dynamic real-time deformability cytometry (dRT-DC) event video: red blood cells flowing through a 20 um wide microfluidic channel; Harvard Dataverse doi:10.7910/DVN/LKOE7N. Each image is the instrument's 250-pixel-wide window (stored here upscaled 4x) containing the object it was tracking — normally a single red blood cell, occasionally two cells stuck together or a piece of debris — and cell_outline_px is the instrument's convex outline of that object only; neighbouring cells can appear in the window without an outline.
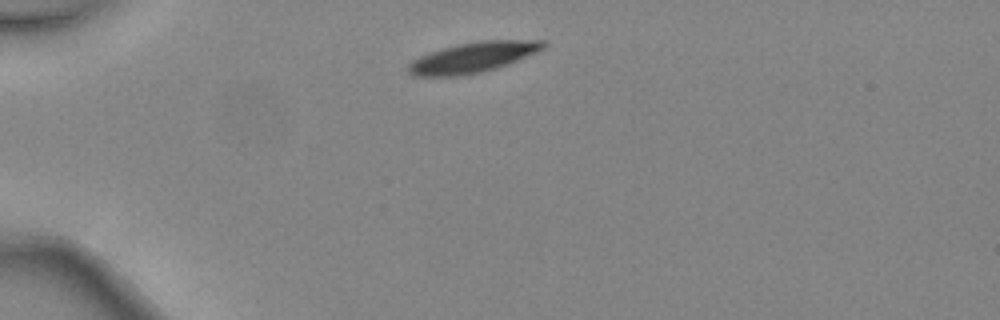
{"species": "common noctule bat (a hibernating species)", "species_latin": "Nyctalus noctula", "temperature_condition": "warm", "stored_images_in_passage": 4, "camera_frame_rate_fps": 3000, "um_per_image_px": 0.085, "animal": {"sex": "female", "body_mass_g": 24.6, "forearm_length_mm": 56.2}, "frame": {"image": 1, "passage_image": 1, "time_ms": 0.0, "image_size_px": [1000, 320], "cell_outline_px": [[548, 44], [544, 48], [536, 52], [508, 64], [496, 68], [480, 72], [460, 76], [412, 76], [408, 72], [408, 64], [412, 60], [420, 56], [440, 48], [456, 44], [480, 40], [544, 40]], "centroid_in_image_um": [40.18, 4.87], "position_along_channel_um": 44.8, "area_um2": 23.99}}
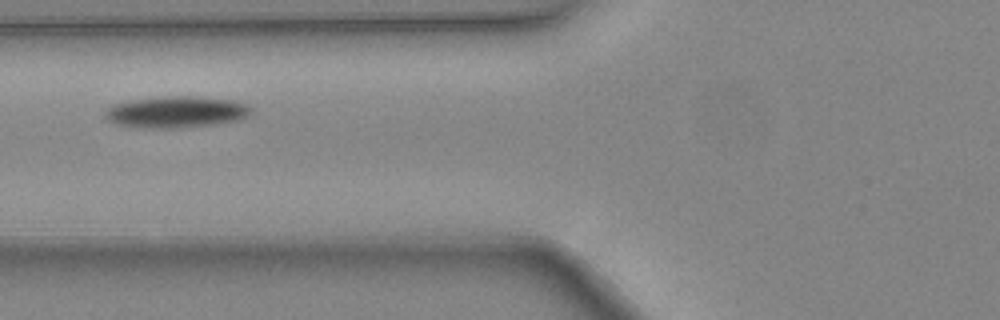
{"frame": {"image": 2, "passage_image": 3, "time_ms": 0.667, "image_size_px": [1000, 320], "cell_outline_px": [[252, 112], [248, 116], [240, 120], [212, 124], [180, 128], [140, 128], [116, 124], [108, 120], [104, 116], [104, 112], [108, 108], [116, 104], [128, 100], [164, 96], [192, 96], [232, 100], [244, 104], [252, 108]], "centroid_in_image_um": [14.96, 9.52], "position_along_channel_um": 110.8, "area_um2": 26.88}}
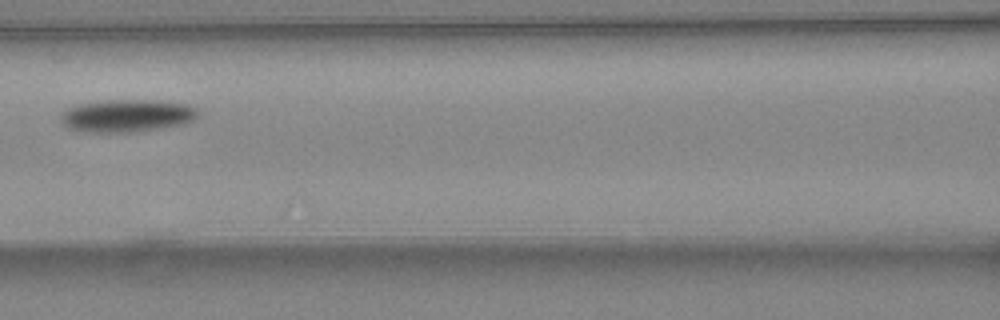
{"frame": {"image": 3, "passage_image": 4, "time_ms": 1.0, "image_size_px": [1000, 320], "cell_outline_px": [[200, 112], [192, 120], [184, 124], [136, 132], [80, 132], [64, 128], [60, 120], [60, 112], [76, 104], [104, 100], [160, 100], [188, 104], [196, 108]], "centroid_in_image_um": [10.72, 9.83], "position_along_channel_um": 155.9, "area_um2": 26.65}}